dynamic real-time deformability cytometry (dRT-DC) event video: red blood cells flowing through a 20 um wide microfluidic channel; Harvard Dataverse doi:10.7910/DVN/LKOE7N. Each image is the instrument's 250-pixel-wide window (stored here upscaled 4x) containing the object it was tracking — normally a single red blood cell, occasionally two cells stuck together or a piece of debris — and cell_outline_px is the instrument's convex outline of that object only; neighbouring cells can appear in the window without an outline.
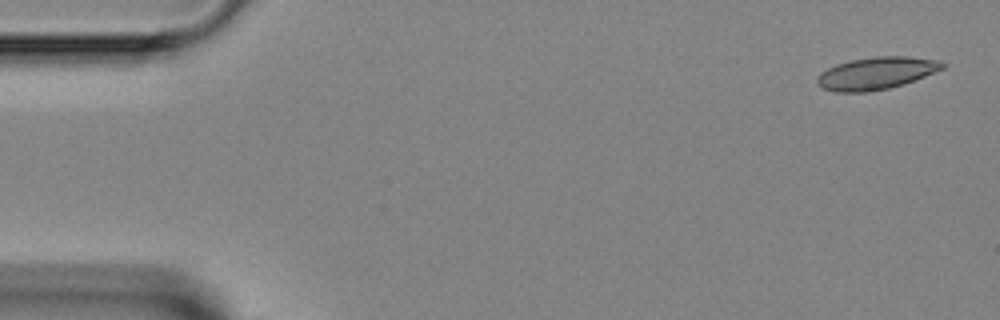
{"species": "Egyptian fruit bat (a non-hibernating species)", "species_latin": "Rousettus aegyptiacus", "temperature_condition": "room temperature", "stored_images_in_passage": 5, "camera_frame_rate_fps": 3000, "um_per_image_px": 0.085, "animal": {"sex": "female"}, "frame": {"image": 1, "passage_image": 1, "time_ms": 0.0, "image_size_px": [1000, 320], "cell_outline_px": [[948, 64], [944, 68], [904, 84], [888, 88], [864, 92], [836, 92], [824, 88], [816, 84], [816, 76], [820, 72], [836, 64], [848, 60], [876, 56], [908, 56], [940, 60]], "centroid_in_image_um": [74.47, 6.21], "position_along_channel_um": 10.5, "area_um2": 23.76}}
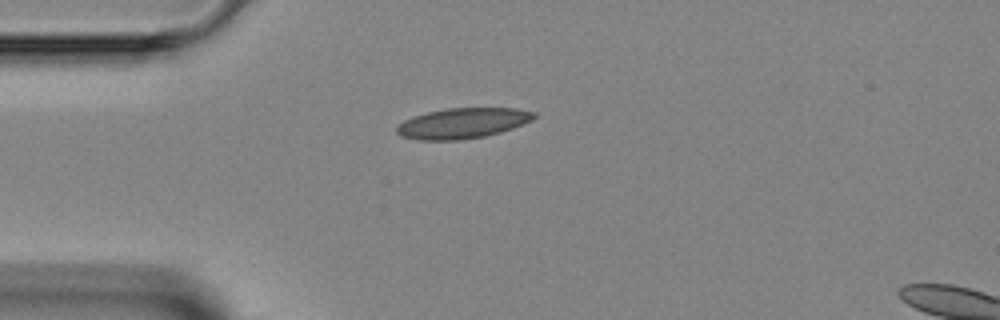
{"frame": {"image": 2, "passage_image": 4, "time_ms": 3.333, "image_size_px": [1000, 320], "cell_outline_px": [[536, 116], [532, 120], [512, 128], [500, 132], [484, 136], [460, 140], [416, 140], [400, 136], [396, 132], [396, 124], [412, 116], [428, 112], [448, 108], [516, 108], [536, 112]], "centroid_in_image_um": [39.28, 10.47], "position_along_channel_um": 45.7, "area_um2": 24.45}}